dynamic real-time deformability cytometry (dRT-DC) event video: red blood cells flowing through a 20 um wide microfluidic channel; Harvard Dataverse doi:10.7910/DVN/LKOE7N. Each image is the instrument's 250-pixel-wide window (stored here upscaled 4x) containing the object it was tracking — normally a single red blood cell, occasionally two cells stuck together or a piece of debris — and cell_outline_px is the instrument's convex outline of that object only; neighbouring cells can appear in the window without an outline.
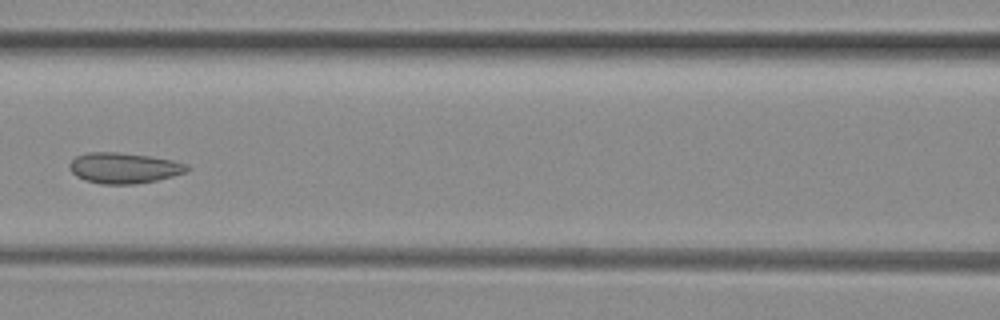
{"species": "common noctule bat (a hibernating species)", "species_latin": "Nyctalus noctula", "temperature_condition": "room temperature", "stored_images_in_passage": 5, "camera_frame_rate_fps": 3000, "um_per_image_px": 0.085, "animal": {"sex": "female", "body_mass_g": 29.2, "forearm_length_mm": 56.3}, "frame": {"image": 1, "passage_image": 5, "time_ms": 1.333, "image_size_px": [1000, 320], "cell_outline_px": [[192, 168], [184, 172], [172, 176], [156, 180], [132, 184], [100, 184], [84, 180], [76, 176], [68, 168], [68, 164], [76, 156], [88, 152], [116, 152], [148, 156], [172, 160], [188, 164]], "centroid_in_image_um": [10.5, 14.28], "position_along_channel_um": 156.1, "area_um2": 20.98}}